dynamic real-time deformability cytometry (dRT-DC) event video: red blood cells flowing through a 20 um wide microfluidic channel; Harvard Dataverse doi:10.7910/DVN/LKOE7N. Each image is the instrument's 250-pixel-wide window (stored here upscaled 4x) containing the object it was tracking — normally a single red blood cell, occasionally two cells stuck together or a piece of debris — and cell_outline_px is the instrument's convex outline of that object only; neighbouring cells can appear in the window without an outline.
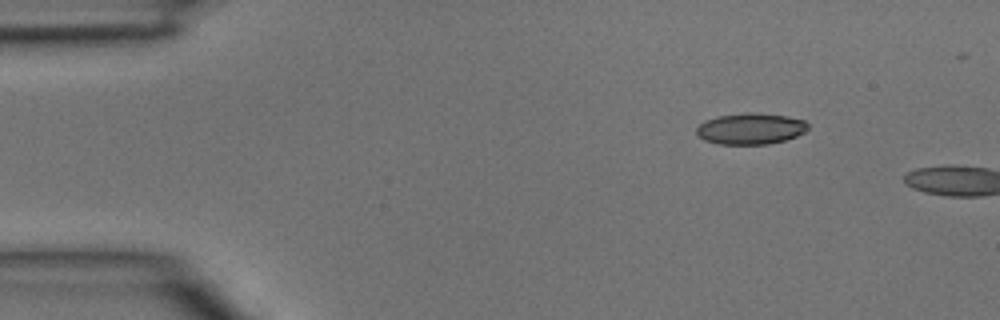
{"species": "common noctule bat (a hibernating species)", "species_latin": "Nyctalus noctula", "temperature_condition": "room temperature", "stored_images_in_passage": 2, "camera_frame_rate_fps": 3000, "um_per_image_px": 0.085, "animal": {"sex": "male", "body_mass_g": 15.6}, "frame": {"image": 1, "passage_image": 1, "time_ms": 0.0, "image_size_px": [1000, 320], "cell_outline_px": [[808, 128], [804, 132], [796, 136], [784, 140], [768, 144], [716, 144], [704, 140], [696, 132], [696, 128], [704, 120], [716, 116], [748, 112], [788, 116], [804, 120], [808, 124]], "centroid_in_image_um": [63.78, 10.93], "position_along_channel_um": 21.2, "area_um2": 20.29}}